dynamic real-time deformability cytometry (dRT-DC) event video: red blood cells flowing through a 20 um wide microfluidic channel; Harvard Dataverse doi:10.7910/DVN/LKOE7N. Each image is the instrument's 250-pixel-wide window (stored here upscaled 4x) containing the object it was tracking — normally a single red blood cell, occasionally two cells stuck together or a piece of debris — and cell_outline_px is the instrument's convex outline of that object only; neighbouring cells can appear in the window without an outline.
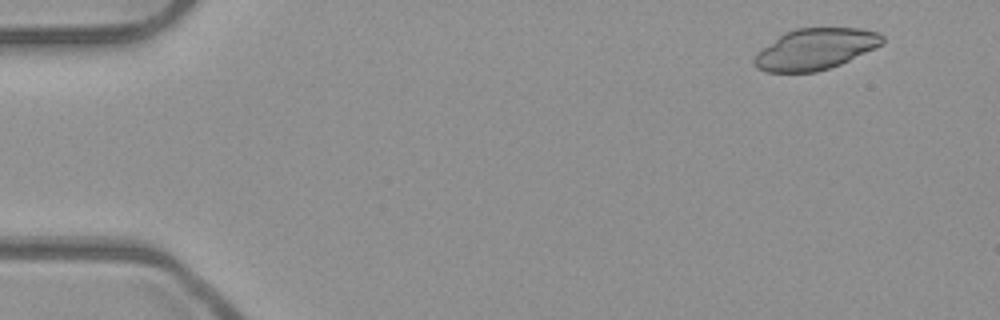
{"species": "common noctule bat (a hibernating species)", "species_latin": "Nyctalus noctula", "temperature_condition": "room temperature", "stored_images_in_passage": 53, "camera_frame_rate_fps": 3000, "um_per_image_px": 0.085, "animal": {"sex": "male", "body_mass_g": 23.1, "forearm_length_mm": 52.7}, "frame": {"image": 1, "passage_image": 5, "time_ms": 1.333, "image_size_px": [1000, 320], "cell_outline_px": [[884, 40], [880, 44], [840, 64], [816, 72], [768, 72], [756, 68], [752, 64], [752, 60], [764, 48], [784, 32], [796, 28], [860, 28], [880, 32], [884, 36]], "centroid_in_image_um": [69.28, 4.16], "position_along_channel_um": 15.7, "area_um2": 30.23}}